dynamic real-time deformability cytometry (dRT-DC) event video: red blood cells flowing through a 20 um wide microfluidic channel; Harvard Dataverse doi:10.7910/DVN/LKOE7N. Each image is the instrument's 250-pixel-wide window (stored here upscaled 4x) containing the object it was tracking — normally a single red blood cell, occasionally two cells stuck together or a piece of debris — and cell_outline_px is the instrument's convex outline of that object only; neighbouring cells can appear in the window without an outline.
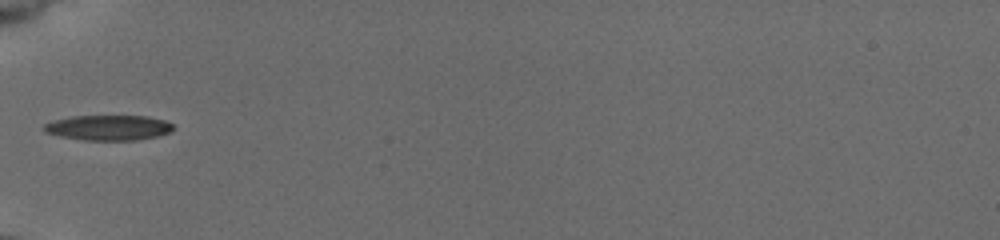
{"species": "common noctule bat (a hibernating species)", "species_latin": "Nyctalus noctula", "temperature_condition": "cold", "stored_images_in_passage": 2, "camera_frame_rate_fps": 3000, "um_per_image_px": 0.085, "animal": {"sex": "female", "body_mass_g": 19.5, "forearm_length_mm": 54.1}, "frame": {"image": 1, "passage_image": 1, "time_ms": 0.0, "image_size_px": [1000, 240], "cell_outline_px": [[176, 128], [172, 132], [160, 136], [136, 140], [84, 140], [60, 136], [44, 132], [40, 128], [44, 124], [52, 120], [72, 116], [148, 116], [164, 120], [172, 124]], "centroid_in_image_um": [9.22, 10.85], "position_along_channel_um": 75.8, "area_um2": 19.31}}